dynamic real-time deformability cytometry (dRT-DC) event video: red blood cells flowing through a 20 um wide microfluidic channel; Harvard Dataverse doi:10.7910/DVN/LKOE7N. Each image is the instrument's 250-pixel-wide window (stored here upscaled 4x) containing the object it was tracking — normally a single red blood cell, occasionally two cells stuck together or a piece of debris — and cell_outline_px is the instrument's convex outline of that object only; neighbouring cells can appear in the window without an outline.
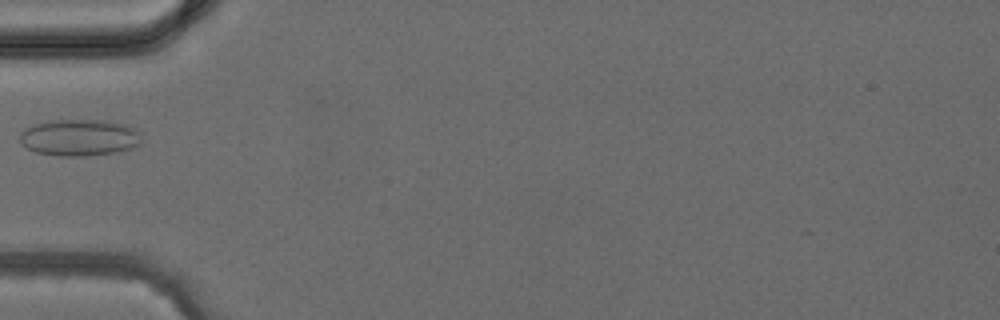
{"species": "common noctule bat (a hibernating species)", "species_latin": "Nyctalus noctula", "temperature_condition": "cold", "stored_images_in_passage": 1, "camera_frame_rate_fps": 3000, "um_per_image_px": 0.085, "animal": {"sex": "female", "body_mass_g": 24.6, "forearm_length_mm": 56.2}, "frame": {"image": 1, "passage_image": 1, "time_ms": 0.0, "image_size_px": [1000, 320], "cell_outline_px": [[140, 144], [132, 148], [116, 152], [84, 156], [56, 156], [36, 152], [28, 148], [20, 140], [20, 132], [24, 128], [32, 124], [52, 120], [108, 120], [124, 124], [132, 128], [136, 132]], "centroid_in_image_um": [6.69, 11.69], "position_along_channel_um": 78.3, "area_um2": 25.84}}